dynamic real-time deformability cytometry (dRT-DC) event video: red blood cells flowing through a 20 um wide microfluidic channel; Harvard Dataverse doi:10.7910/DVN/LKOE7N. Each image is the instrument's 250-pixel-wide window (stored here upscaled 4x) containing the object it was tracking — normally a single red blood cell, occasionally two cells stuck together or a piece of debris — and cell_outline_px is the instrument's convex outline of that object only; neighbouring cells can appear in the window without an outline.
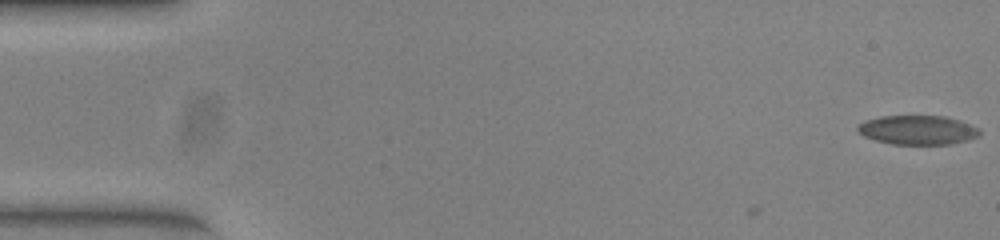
{"species": "common noctule bat (a hibernating species)", "species_latin": "Nyctalus noctula", "temperature_condition": "warm", "stored_images_in_passage": 3, "camera_frame_rate_fps": 3000, "um_per_image_px": 0.085, "animal": {"sex": "female", "body_mass_g": 23.0, "forearm_length_mm": 53.4}, "frame": {"image": 1, "passage_image": 3, "time_ms": 0.667, "image_size_px": [1000, 240], "cell_outline_px": [[980, 132], [976, 136], [968, 140], [952, 144], [892, 144], [876, 140], [864, 136], [856, 128], [864, 120], [880, 116], [944, 116], [960, 120], [976, 128]], "centroid_in_image_um": [77.97, 11.05], "position_along_channel_um": 7.0, "area_um2": 20.52}}